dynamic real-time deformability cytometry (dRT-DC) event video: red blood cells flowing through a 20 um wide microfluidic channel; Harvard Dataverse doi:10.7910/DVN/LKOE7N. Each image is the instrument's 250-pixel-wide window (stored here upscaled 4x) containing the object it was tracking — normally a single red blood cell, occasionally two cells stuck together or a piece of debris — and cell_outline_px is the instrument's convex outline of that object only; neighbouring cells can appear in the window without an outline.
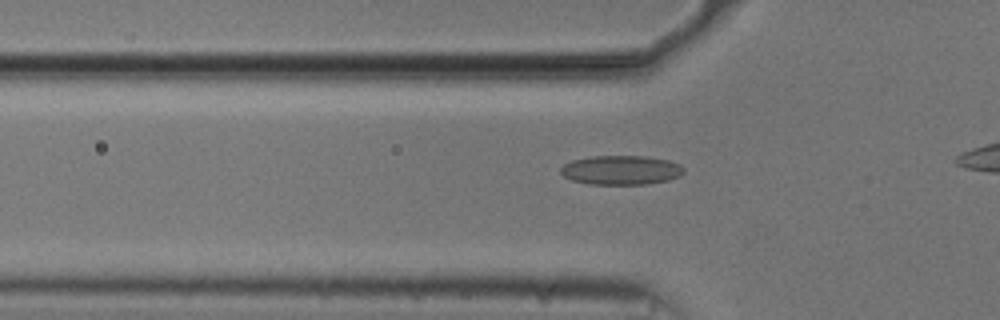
{"species": "common noctule bat (a hibernating species)", "species_latin": "Nyctalus noctula", "temperature_condition": "cold", "stored_images_in_passage": 38, "camera_frame_rate_fps": 3000, "um_per_image_px": 0.085, "animal": {"sex": "male", "body_mass_g": 20.5, "forearm_length_mm": 52.5}, "frame": {"image": 1, "passage_image": 11, "time_ms": 3.333, "image_size_px": [1000, 320], "cell_outline_px": [[684, 172], [680, 176], [668, 180], [648, 184], [592, 184], [572, 180], [564, 176], [560, 172], [560, 168], [564, 164], [572, 160], [592, 156], [644, 156], [668, 160], [680, 164], [684, 168]], "centroid_in_image_um": [52.8, 14.45], "position_along_channel_um": 73.0, "area_um2": 20.98}}
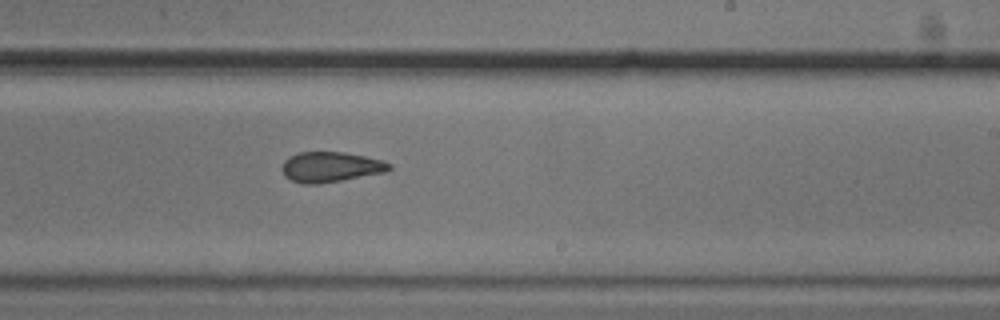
{"frame": {"image": 2, "passage_image": 26, "time_ms": 8.333, "image_size_px": [1000, 320], "cell_outline_px": [[392, 168], [384, 172], [340, 180], [316, 184], [304, 184], [292, 180], [284, 176], [280, 168], [284, 160], [288, 156], [300, 152], [344, 152], [384, 160], [392, 164]], "centroid_in_image_um": [28.07, 14.18], "position_along_channel_um": 260.9, "area_um2": 18.9}}
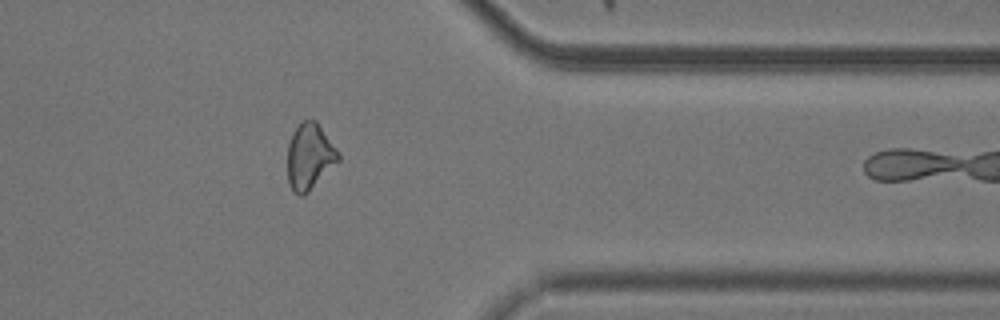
{"frame": {"image": 3, "passage_image": 37, "time_ms": 12.0, "image_size_px": [1000, 320], "cell_outline_px": [[340, 160], [304, 196], [300, 196], [292, 192], [288, 184], [288, 144], [292, 132], [304, 120], [316, 120], [340, 152]], "centroid_in_image_um": [26.32, 13.32], "position_along_channel_um": 385.1, "area_um2": 19.71}}